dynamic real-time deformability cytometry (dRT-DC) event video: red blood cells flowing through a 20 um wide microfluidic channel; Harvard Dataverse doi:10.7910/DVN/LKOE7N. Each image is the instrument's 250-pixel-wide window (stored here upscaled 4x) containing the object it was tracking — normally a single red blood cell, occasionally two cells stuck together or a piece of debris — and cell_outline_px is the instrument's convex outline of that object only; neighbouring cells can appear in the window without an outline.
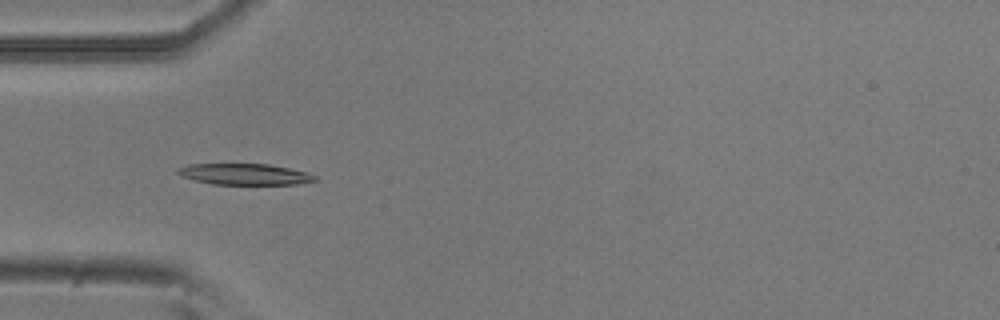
{"species": "common noctule bat (a hibernating species)", "species_latin": "Nyctalus noctula", "temperature_condition": "room temperature", "stored_images_in_passage": 6, "camera_frame_rate_fps": 3000, "um_per_image_px": 0.085, "animal": {"sex": "male", "body_mass_g": 20.5, "forearm_length_mm": 52.5}, "frame": {"image": 1, "passage_image": 4, "time_ms": 1.0, "image_size_px": [1000, 320], "cell_outline_px": [[320, 180], [300, 184], [212, 184], [180, 176], [176, 172], [176, 168], [188, 164], [268, 164], [308, 172], [316, 176]], "centroid_in_image_um": [20.81, 14.81], "position_along_channel_um": 64.2, "area_um2": 16.99}}
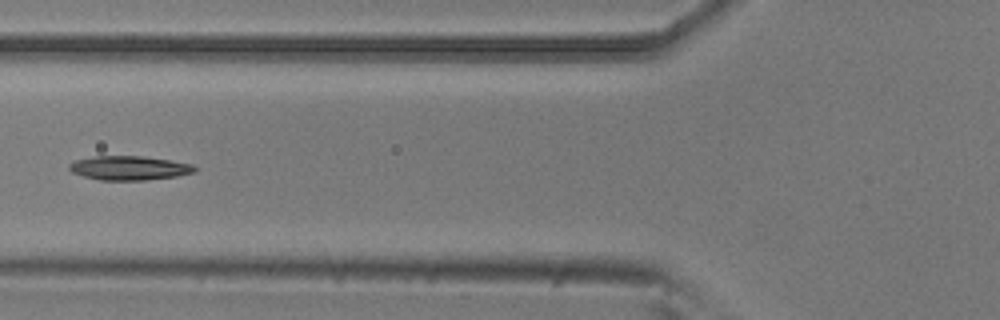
{"frame": {"image": 2, "passage_image": 5, "time_ms": 1.333, "image_size_px": [1000, 320], "cell_outline_px": [[196, 172], [176, 176], [148, 180], [100, 180], [84, 176], [72, 172], [68, 168], [68, 164], [76, 160], [96, 156], [140, 156], [168, 160], [192, 164], [196, 168]], "centroid_in_image_um": [10.98, 14.28], "position_along_channel_um": 114.8, "area_um2": 17.51}}
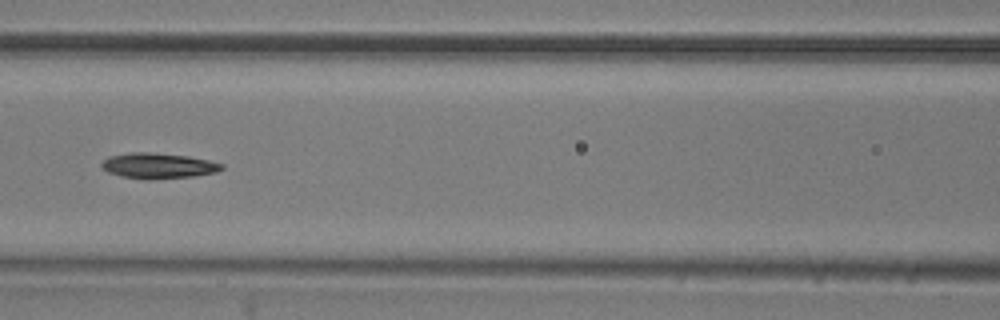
{"frame": {"image": 3, "passage_image": 6, "time_ms": 1.667, "image_size_px": [1000, 320], "cell_outline_px": [[224, 168], [216, 172], [192, 176], [148, 180], [144, 180], [120, 176], [108, 172], [100, 164], [108, 156], [132, 152], [148, 152], [188, 156], [208, 160], [224, 164]], "centroid_in_image_um": [13.44, 14.09], "position_along_channel_um": 153.2, "area_um2": 17.86}}